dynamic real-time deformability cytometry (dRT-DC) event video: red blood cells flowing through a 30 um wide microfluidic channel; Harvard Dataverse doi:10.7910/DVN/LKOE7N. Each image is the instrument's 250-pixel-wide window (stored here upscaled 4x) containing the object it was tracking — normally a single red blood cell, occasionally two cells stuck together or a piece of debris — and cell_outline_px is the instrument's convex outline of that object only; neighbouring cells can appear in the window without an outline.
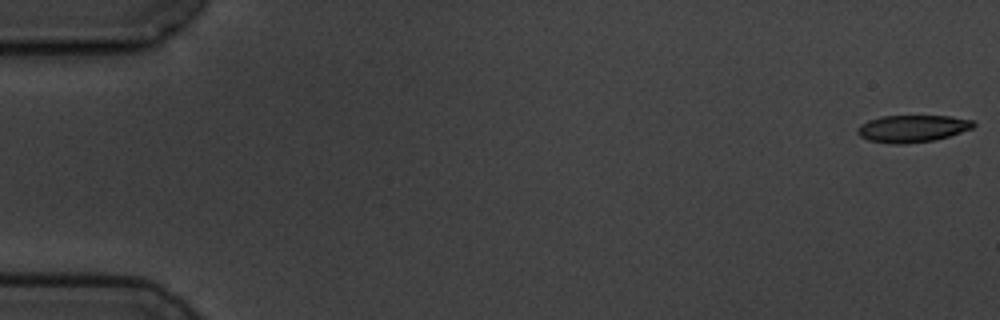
{"species": "common noctule bat (a hibernating species)", "species_latin": "Nyctalus noctula", "temperature_condition": "cold", "stored_images_in_passage": 4, "camera_frame_rate_fps": 3000, "um_per_image_px": 0.085, "animal": {"sex": "male", "body_mass_g": 19.5, "forearm_length_mm": 54.6}, "frame": {"image": 1, "passage_image": 1, "time_ms": 0.0, "image_size_px": [1000, 320], "cell_outline_px": [[976, 124], [972, 128], [936, 140], [904, 144], [892, 144], [868, 140], [860, 136], [856, 132], [856, 128], [860, 124], [868, 120], [880, 116], [948, 116], [972, 120]], "centroid_in_image_um": [77.5, 10.93], "position_along_channel_um": 7.5, "area_um2": 18.38}}